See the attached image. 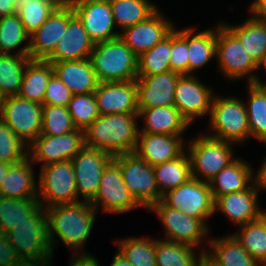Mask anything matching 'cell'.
I'll list each match as a JSON object with an SVG mask.
<instances>
[{"label": "cell", "instance_id": "cell-47", "mask_svg": "<svg viewBox=\"0 0 266 266\" xmlns=\"http://www.w3.org/2000/svg\"><path fill=\"white\" fill-rule=\"evenodd\" d=\"M187 41L175 30L171 32L170 70L181 75H188Z\"/></svg>", "mask_w": 266, "mask_h": 266}, {"label": "cell", "instance_id": "cell-31", "mask_svg": "<svg viewBox=\"0 0 266 266\" xmlns=\"http://www.w3.org/2000/svg\"><path fill=\"white\" fill-rule=\"evenodd\" d=\"M30 41L14 54H0V92L5 96L19 93L26 64L30 60Z\"/></svg>", "mask_w": 266, "mask_h": 266}, {"label": "cell", "instance_id": "cell-43", "mask_svg": "<svg viewBox=\"0 0 266 266\" xmlns=\"http://www.w3.org/2000/svg\"><path fill=\"white\" fill-rule=\"evenodd\" d=\"M77 130L65 106L43 105L41 135L59 136Z\"/></svg>", "mask_w": 266, "mask_h": 266}, {"label": "cell", "instance_id": "cell-29", "mask_svg": "<svg viewBox=\"0 0 266 266\" xmlns=\"http://www.w3.org/2000/svg\"><path fill=\"white\" fill-rule=\"evenodd\" d=\"M186 41L188 46V75L216 57V28L199 31L194 34V28L175 29Z\"/></svg>", "mask_w": 266, "mask_h": 266}, {"label": "cell", "instance_id": "cell-37", "mask_svg": "<svg viewBox=\"0 0 266 266\" xmlns=\"http://www.w3.org/2000/svg\"><path fill=\"white\" fill-rule=\"evenodd\" d=\"M239 227L241 232L233 235L244 250L261 265L266 259V212L258 219Z\"/></svg>", "mask_w": 266, "mask_h": 266}, {"label": "cell", "instance_id": "cell-18", "mask_svg": "<svg viewBox=\"0 0 266 266\" xmlns=\"http://www.w3.org/2000/svg\"><path fill=\"white\" fill-rule=\"evenodd\" d=\"M74 15L69 2L60 4L47 20L30 35V59L46 60L56 48L67 29L68 20Z\"/></svg>", "mask_w": 266, "mask_h": 266}, {"label": "cell", "instance_id": "cell-58", "mask_svg": "<svg viewBox=\"0 0 266 266\" xmlns=\"http://www.w3.org/2000/svg\"><path fill=\"white\" fill-rule=\"evenodd\" d=\"M51 261L46 262V263H40V264H26L25 266H50Z\"/></svg>", "mask_w": 266, "mask_h": 266}, {"label": "cell", "instance_id": "cell-54", "mask_svg": "<svg viewBox=\"0 0 266 266\" xmlns=\"http://www.w3.org/2000/svg\"><path fill=\"white\" fill-rule=\"evenodd\" d=\"M257 182L261 189L266 190V158L264 159L262 166L260 167L259 171L257 172Z\"/></svg>", "mask_w": 266, "mask_h": 266}, {"label": "cell", "instance_id": "cell-10", "mask_svg": "<svg viewBox=\"0 0 266 266\" xmlns=\"http://www.w3.org/2000/svg\"><path fill=\"white\" fill-rule=\"evenodd\" d=\"M167 206L179 209L186 215L205 224L214 213V199L209 182L191 178L179 187L166 192L161 199Z\"/></svg>", "mask_w": 266, "mask_h": 266}, {"label": "cell", "instance_id": "cell-38", "mask_svg": "<svg viewBox=\"0 0 266 266\" xmlns=\"http://www.w3.org/2000/svg\"><path fill=\"white\" fill-rule=\"evenodd\" d=\"M42 206L37 198L13 199L0 197V224L6 233L14 225L33 217Z\"/></svg>", "mask_w": 266, "mask_h": 266}, {"label": "cell", "instance_id": "cell-46", "mask_svg": "<svg viewBox=\"0 0 266 266\" xmlns=\"http://www.w3.org/2000/svg\"><path fill=\"white\" fill-rule=\"evenodd\" d=\"M28 147L12 129L0 119V161L8 164H16L26 159Z\"/></svg>", "mask_w": 266, "mask_h": 266}, {"label": "cell", "instance_id": "cell-11", "mask_svg": "<svg viewBox=\"0 0 266 266\" xmlns=\"http://www.w3.org/2000/svg\"><path fill=\"white\" fill-rule=\"evenodd\" d=\"M148 211L156 212L163 223L167 238L164 240L199 248L208 235V225L202 220L188 216L179 209H173L162 200L153 204Z\"/></svg>", "mask_w": 266, "mask_h": 266}, {"label": "cell", "instance_id": "cell-49", "mask_svg": "<svg viewBox=\"0 0 266 266\" xmlns=\"http://www.w3.org/2000/svg\"><path fill=\"white\" fill-rule=\"evenodd\" d=\"M10 240L5 235L0 239V266H25Z\"/></svg>", "mask_w": 266, "mask_h": 266}, {"label": "cell", "instance_id": "cell-52", "mask_svg": "<svg viewBox=\"0 0 266 266\" xmlns=\"http://www.w3.org/2000/svg\"><path fill=\"white\" fill-rule=\"evenodd\" d=\"M250 15L266 17V0H255L250 5Z\"/></svg>", "mask_w": 266, "mask_h": 266}, {"label": "cell", "instance_id": "cell-42", "mask_svg": "<svg viewBox=\"0 0 266 266\" xmlns=\"http://www.w3.org/2000/svg\"><path fill=\"white\" fill-rule=\"evenodd\" d=\"M171 33L149 51L138 56V76L155 75L170 70Z\"/></svg>", "mask_w": 266, "mask_h": 266}, {"label": "cell", "instance_id": "cell-60", "mask_svg": "<svg viewBox=\"0 0 266 266\" xmlns=\"http://www.w3.org/2000/svg\"><path fill=\"white\" fill-rule=\"evenodd\" d=\"M5 234L6 233L4 232V230L2 229V226L0 224V239L3 238L5 236Z\"/></svg>", "mask_w": 266, "mask_h": 266}, {"label": "cell", "instance_id": "cell-34", "mask_svg": "<svg viewBox=\"0 0 266 266\" xmlns=\"http://www.w3.org/2000/svg\"><path fill=\"white\" fill-rule=\"evenodd\" d=\"M185 152L174 160L153 166L161 197L192 178L190 159Z\"/></svg>", "mask_w": 266, "mask_h": 266}, {"label": "cell", "instance_id": "cell-13", "mask_svg": "<svg viewBox=\"0 0 266 266\" xmlns=\"http://www.w3.org/2000/svg\"><path fill=\"white\" fill-rule=\"evenodd\" d=\"M97 211L99 205L104 212L128 213L141 206L126 187L120 166L112 160L104 169L97 194L90 201Z\"/></svg>", "mask_w": 266, "mask_h": 266}, {"label": "cell", "instance_id": "cell-50", "mask_svg": "<svg viewBox=\"0 0 266 266\" xmlns=\"http://www.w3.org/2000/svg\"><path fill=\"white\" fill-rule=\"evenodd\" d=\"M70 266H100L95 256H75L71 257Z\"/></svg>", "mask_w": 266, "mask_h": 266}, {"label": "cell", "instance_id": "cell-36", "mask_svg": "<svg viewBox=\"0 0 266 266\" xmlns=\"http://www.w3.org/2000/svg\"><path fill=\"white\" fill-rule=\"evenodd\" d=\"M114 22L122 30L146 20L158 7L149 0H109Z\"/></svg>", "mask_w": 266, "mask_h": 266}, {"label": "cell", "instance_id": "cell-12", "mask_svg": "<svg viewBox=\"0 0 266 266\" xmlns=\"http://www.w3.org/2000/svg\"><path fill=\"white\" fill-rule=\"evenodd\" d=\"M43 105L18 95L5 97L0 119L27 145L39 135L42 128Z\"/></svg>", "mask_w": 266, "mask_h": 266}, {"label": "cell", "instance_id": "cell-6", "mask_svg": "<svg viewBox=\"0 0 266 266\" xmlns=\"http://www.w3.org/2000/svg\"><path fill=\"white\" fill-rule=\"evenodd\" d=\"M209 124L216 134L208 136L219 140L237 144L251 137L245 103L235 97L214 96Z\"/></svg>", "mask_w": 266, "mask_h": 266}, {"label": "cell", "instance_id": "cell-28", "mask_svg": "<svg viewBox=\"0 0 266 266\" xmlns=\"http://www.w3.org/2000/svg\"><path fill=\"white\" fill-rule=\"evenodd\" d=\"M138 116L145 120V127L139 130L143 133L182 136L190 126L175 106L143 109Z\"/></svg>", "mask_w": 266, "mask_h": 266}, {"label": "cell", "instance_id": "cell-59", "mask_svg": "<svg viewBox=\"0 0 266 266\" xmlns=\"http://www.w3.org/2000/svg\"><path fill=\"white\" fill-rule=\"evenodd\" d=\"M4 100H5V96L0 92V112H1Z\"/></svg>", "mask_w": 266, "mask_h": 266}, {"label": "cell", "instance_id": "cell-14", "mask_svg": "<svg viewBox=\"0 0 266 266\" xmlns=\"http://www.w3.org/2000/svg\"><path fill=\"white\" fill-rule=\"evenodd\" d=\"M84 130L59 135H39L28 147L32 163L49 165L71 160L84 147ZM31 155V156H30Z\"/></svg>", "mask_w": 266, "mask_h": 266}, {"label": "cell", "instance_id": "cell-45", "mask_svg": "<svg viewBox=\"0 0 266 266\" xmlns=\"http://www.w3.org/2000/svg\"><path fill=\"white\" fill-rule=\"evenodd\" d=\"M67 109L77 129L85 130L99 115L94 93L73 95Z\"/></svg>", "mask_w": 266, "mask_h": 266}, {"label": "cell", "instance_id": "cell-55", "mask_svg": "<svg viewBox=\"0 0 266 266\" xmlns=\"http://www.w3.org/2000/svg\"><path fill=\"white\" fill-rule=\"evenodd\" d=\"M111 266H132L125 256L118 250L114 256Z\"/></svg>", "mask_w": 266, "mask_h": 266}, {"label": "cell", "instance_id": "cell-2", "mask_svg": "<svg viewBox=\"0 0 266 266\" xmlns=\"http://www.w3.org/2000/svg\"><path fill=\"white\" fill-rule=\"evenodd\" d=\"M138 113L99 115L84 130V145L117 156L135 152Z\"/></svg>", "mask_w": 266, "mask_h": 266}, {"label": "cell", "instance_id": "cell-3", "mask_svg": "<svg viewBox=\"0 0 266 266\" xmlns=\"http://www.w3.org/2000/svg\"><path fill=\"white\" fill-rule=\"evenodd\" d=\"M89 59L99 82H123L138 78V56L120 37L96 43Z\"/></svg>", "mask_w": 266, "mask_h": 266}, {"label": "cell", "instance_id": "cell-15", "mask_svg": "<svg viewBox=\"0 0 266 266\" xmlns=\"http://www.w3.org/2000/svg\"><path fill=\"white\" fill-rule=\"evenodd\" d=\"M113 158L109 153L84 146L71 159L78 198L83 196L84 201L90 202L95 197L103 171Z\"/></svg>", "mask_w": 266, "mask_h": 266}, {"label": "cell", "instance_id": "cell-24", "mask_svg": "<svg viewBox=\"0 0 266 266\" xmlns=\"http://www.w3.org/2000/svg\"><path fill=\"white\" fill-rule=\"evenodd\" d=\"M182 137L139 132L135 152L150 166L171 161L185 151Z\"/></svg>", "mask_w": 266, "mask_h": 266}, {"label": "cell", "instance_id": "cell-17", "mask_svg": "<svg viewBox=\"0 0 266 266\" xmlns=\"http://www.w3.org/2000/svg\"><path fill=\"white\" fill-rule=\"evenodd\" d=\"M213 92L196 75H181L174 92V106L192 124L195 118L210 115Z\"/></svg>", "mask_w": 266, "mask_h": 266}, {"label": "cell", "instance_id": "cell-21", "mask_svg": "<svg viewBox=\"0 0 266 266\" xmlns=\"http://www.w3.org/2000/svg\"><path fill=\"white\" fill-rule=\"evenodd\" d=\"M181 74L167 71L155 75L138 76V111L162 106H174V92Z\"/></svg>", "mask_w": 266, "mask_h": 266}, {"label": "cell", "instance_id": "cell-56", "mask_svg": "<svg viewBox=\"0 0 266 266\" xmlns=\"http://www.w3.org/2000/svg\"><path fill=\"white\" fill-rule=\"evenodd\" d=\"M10 165L11 164L0 161V186L3 182V179L6 177Z\"/></svg>", "mask_w": 266, "mask_h": 266}, {"label": "cell", "instance_id": "cell-51", "mask_svg": "<svg viewBox=\"0 0 266 266\" xmlns=\"http://www.w3.org/2000/svg\"><path fill=\"white\" fill-rule=\"evenodd\" d=\"M17 13L16 0H0V17Z\"/></svg>", "mask_w": 266, "mask_h": 266}, {"label": "cell", "instance_id": "cell-62", "mask_svg": "<svg viewBox=\"0 0 266 266\" xmlns=\"http://www.w3.org/2000/svg\"><path fill=\"white\" fill-rule=\"evenodd\" d=\"M261 265L266 266V259L263 261V263Z\"/></svg>", "mask_w": 266, "mask_h": 266}, {"label": "cell", "instance_id": "cell-27", "mask_svg": "<svg viewBox=\"0 0 266 266\" xmlns=\"http://www.w3.org/2000/svg\"><path fill=\"white\" fill-rule=\"evenodd\" d=\"M250 165L247 161L237 158L213 177L209 185L214 201L219 196L249 188L257 180L256 175L253 176L254 172Z\"/></svg>", "mask_w": 266, "mask_h": 266}, {"label": "cell", "instance_id": "cell-16", "mask_svg": "<svg viewBox=\"0 0 266 266\" xmlns=\"http://www.w3.org/2000/svg\"><path fill=\"white\" fill-rule=\"evenodd\" d=\"M90 39L96 44L120 37L109 0H68Z\"/></svg>", "mask_w": 266, "mask_h": 266}, {"label": "cell", "instance_id": "cell-40", "mask_svg": "<svg viewBox=\"0 0 266 266\" xmlns=\"http://www.w3.org/2000/svg\"><path fill=\"white\" fill-rule=\"evenodd\" d=\"M195 251L188 244L156 239V266H196Z\"/></svg>", "mask_w": 266, "mask_h": 266}, {"label": "cell", "instance_id": "cell-33", "mask_svg": "<svg viewBox=\"0 0 266 266\" xmlns=\"http://www.w3.org/2000/svg\"><path fill=\"white\" fill-rule=\"evenodd\" d=\"M207 242L211 248L206 249L204 245L200 249L206 251L220 266H259L260 264L244 250L234 235L218 239L209 238Z\"/></svg>", "mask_w": 266, "mask_h": 266}, {"label": "cell", "instance_id": "cell-39", "mask_svg": "<svg viewBox=\"0 0 266 266\" xmlns=\"http://www.w3.org/2000/svg\"><path fill=\"white\" fill-rule=\"evenodd\" d=\"M60 4L58 0H16V9L26 32L31 35Z\"/></svg>", "mask_w": 266, "mask_h": 266}, {"label": "cell", "instance_id": "cell-44", "mask_svg": "<svg viewBox=\"0 0 266 266\" xmlns=\"http://www.w3.org/2000/svg\"><path fill=\"white\" fill-rule=\"evenodd\" d=\"M25 40H30L17 13L0 17V54L11 55Z\"/></svg>", "mask_w": 266, "mask_h": 266}, {"label": "cell", "instance_id": "cell-23", "mask_svg": "<svg viewBox=\"0 0 266 266\" xmlns=\"http://www.w3.org/2000/svg\"><path fill=\"white\" fill-rule=\"evenodd\" d=\"M95 43L90 39L80 19L74 14L54 52L46 59L51 63L89 59Z\"/></svg>", "mask_w": 266, "mask_h": 266}, {"label": "cell", "instance_id": "cell-53", "mask_svg": "<svg viewBox=\"0 0 266 266\" xmlns=\"http://www.w3.org/2000/svg\"><path fill=\"white\" fill-rule=\"evenodd\" d=\"M196 266H220L206 251H200Z\"/></svg>", "mask_w": 266, "mask_h": 266}, {"label": "cell", "instance_id": "cell-22", "mask_svg": "<svg viewBox=\"0 0 266 266\" xmlns=\"http://www.w3.org/2000/svg\"><path fill=\"white\" fill-rule=\"evenodd\" d=\"M260 190L256 180L244 191L219 196L214 201V210L221 211L236 225H245L265 213L258 205V191Z\"/></svg>", "mask_w": 266, "mask_h": 266}, {"label": "cell", "instance_id": "cell-19", "mask_svg": "<svg viewBox=\"0 0 266 266\" xmlns=\"http://www.w3.org/2000/svg\"><path fill=\"white\" fill-rule=\"evenodd\" d=\"M174 24L157 9L146 20L120 32V38L137 55L149 51L173 30Z\"/></svg>", "mask_w": 266, "mask_h": 266}, {"label": "cell", "instance_id": "cell-25", "mask_svg": "<svg viewBox=\"0 0 266 266\" xmlns=\"http://www.w3.org/2000/svg\"><path fill=\"white\" fill-rule=\"evenodd\" d=\"M54 73L73 95L94 93L99 80L90 59L52 63Z\"/></svg>", "mask_w": 266, "mask_h": 266}, {"label": "cell", "instance_id": "cell-8", "mask_svg": "<svg viewBox=\"0 0 266 266\" xmlns=\"http://www.w3.org/2000/svg\"><path fill=\"white\" fill-rule=\"evenodd\" d=\"M39 175L37 199L45 209L57 204L80 201L71 160L44 165Z\"/></svg>", "mask_w": 266, "mask_h": 266}, {"label": "cell", "instance_id": "cell-20", "mask_svg": "<svg viewBox=\"0 0 266 266\" xmlns=\"http://www.w3.org/2000/svg\"><path fill=\"white\" fill-rule=\"evenodd\" d=\"M94 95L100 115L139 113L136 80L100 82Z\"/></svg>", "mask_w": 266, "mask_h": 266}, {"label": "cell", "instance_id": "cell-41", "mask_svg": "<svg viewBox=\"0 0 266 266\" xmlns=\"http://www.w3.org/2000/svg\"><path fill=\"white\" fill-rule=\"evenodd\" d=\"M115 243L132 266H156V239L135 236Z\"/></svg>", "mask_w": 266, "mask_h": 266}, {"label": "cell", "instance_id": "cell-30", "mask_svg": "<svg viewBox=\"0 0 266 266\" xmlns=\"http://www.w3.org/2000/svg\"><path fill=\"white\" fill-rule=\"evenodd\" d=\"M222 23L237 37L245 52L257 64L266 52V17L252 15L236 26Z\"/></svg>", "mask_w": 266, "mask_h": 266}, {"label": "cell", "instance_id": "cell-61", "mask_svg": "<svg viewBox=\"0 0 266 266\" xmlns=\"http://www.w3.org/2000/svg\"><path fill=\"white\" fill-rule=\"evenodd\" d=\"M61 4L68 2V0H58Z\"/></svg>", "mask_w": 266, "mask_h": 266}, {"label": "cell", "instance_id": "cell-26", "mask_svg": "<svg viewBox=\"0 0 266 266\" xmlns=\"http://www.w3.org/2000/svg\"><path fill=\"white\" fill-rule=\"evenodd\" d=\"M31 159L27 157L19 163L10 165L0 186V197L13 199L37 198L38 181L34 176Z\"/></svg>", "mask_w": 266, "mask_h": 266}, {"label": "cell", "instance_id": "cell-4", "mask_svg": "<svg viewBox=\"0 0 266 266\" xmlns=\"http://www.w3.org/2000/svg\"><path fill=\"white\" fill-rule=\"evenodd\" d=\"M26 264L52 261L54 254L48 238L47 211L42 207L33 217L20 222L5 234Z\"/></svg>", "mask_w": 266, "mask_h": 266}, {"label": "cell", "instance_id": "cell-1", "mask_svg": "<svg viewBox=\"0 0 266 266\" xmlns=\"http://www.w3.org/2000/svg\"><path fill=\"white\" fill-rule=\"evenodd\" d=\"M46 211L48 238L52 251L57 244L55 235H58L68 249L72 252L74 250L73 253L76 255L72 256H92L89 252L86 253L82 247L91 234L97 212L89 201L57 204L46 208ZM78 248L81 252L77 251Z\"/></svg>", "mask_w": 266, "mask_h": 266}, {"label": "cell", "instance_id": "cell-57", "mask_svg": "<svg viewBox=\"0 0 266 266\" xmlns=\"http://www.w3.org/2000/svg\"><path fill=\"white\" fill-rule=\"evenodd\" d=\"M262 66L266 69V52L262 56L261 60L257 63V70L261 69Z\"/></svg>", "mask_w": 266, "mask_h": 266}, {"label": "cell", "instance_id": "cell-48", "mask_svg": "<svg viewBox=\"0 0 266 266\" xmlns=\"http://www.w3.org/2000/svg\"><path fill=\"white\" fill-rule=\"evenodd\" d=\"M73 93L69 88L57 77L55 73L50 77L46 93L43 99V105H60L67 107L72 99Z\"/></svg>", "mask_w": 266, "mask_h": 266}, {"label": "cell", "instance_id": "cell-9", "mask_svg": "<svg viewBox=\"0 0 266 266\" xmlns=\"http://www.w3.org/2000/svg\"><path fill=\"white\" fill-rule=\"evenodd\" d=\"M113 160L120 166L126 187L141 207L148 210L162 199L153 166L147 164L136 152L114 156Z\"/></svg>", "mask_w": 266, "mask_h": 266}, {"label": "cell", "instance_id": "cell-32", "mask_svg": "<svg viewBox=\"0 0 266 266\" xmlns=\"http://www.w3.org/2000/svg\"><path fill=\"white\" fill-rule=\"evenodd\" d=\"M53 73L51 62L30 59L26 64L18 96L43 105L46 87Z\"/></svg>", "mask_w": 266, "mask_h": 266}, {"label": "cell", "instance_id": "cell-7", "mask_svg": "<svg viewBox=\"0 0 266 266\" xmlns=\"http://www.w3.org/2000/svg\"><path fill=\"white\" fill-rule=\"evenodd\" d=\"M216 58L218 67L228 79L248 78V84H262L256 76L257 64L245 52L237 37L221 22L216 27ZM255 72V73H254Z\"/></svg>", "mask_w": 266, "mask_h": 266}, {"label": "cell", "instance_id": "cell-5", "mask_svg": "<svg viewBox=\"0 0 266 266\" xmlns=\"http://www.w3.org/2000/svg\"><path fill=\"white\" fill-rule=\"evenodd\" d=\"M189 144L187 154L191 163L192 178L204 182H209L237 159L232 156L233 143L210 137L208 134H201Z\"/></svg>", "mask_w": 266, "mask_h": 266}, {"label": "cell", "instance_id": "cell-35", "mask_svg": "<svg viewBox=\"0 0 266 266\" xmlns=\"http://www.w3.org/2000/svg\"><path fill=\"white\" fill-rule=\"evenodd\" d=\"M247 85L249 100L245 107L250 134L266 145V83Z\"/></svg>", "mask_w": 266, "mask_h": 266}]
</instances>
